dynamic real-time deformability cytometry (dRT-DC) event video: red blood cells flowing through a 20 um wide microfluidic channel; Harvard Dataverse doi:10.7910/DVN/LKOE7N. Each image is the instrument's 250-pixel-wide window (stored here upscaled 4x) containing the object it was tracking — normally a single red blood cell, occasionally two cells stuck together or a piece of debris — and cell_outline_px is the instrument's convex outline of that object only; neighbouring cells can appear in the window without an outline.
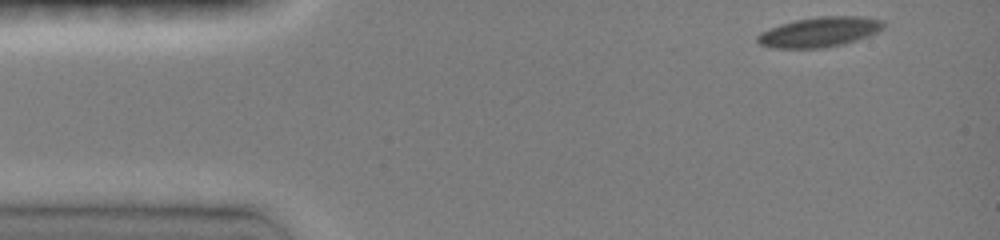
{"species": "common noctule bat (a hibernating species)", "species_latin": "Nyctalus noctula", "temperature_condition": "room temperature", "stored_images_in_passage": 40, "camera_frame_rate_fps": 3000, "um_per_image_px": 0.085, "animal": {"sex": "female", "body_mass_g": 19.0, "forearm_length_mm": 51.5}, "frame": {"image": 1, "passage_image": 1, "time_ms": 0.0, "image_size_px": [1000, 240], "cell_outline_px": [[884, 28], [868, 36], [844, 44], [824, 48], [768, 48], [760, 44], [756, 40], [756, 36], [760, 32], [768, 28], [780, 24], [796, 20], [820, 16], [860, 16], [884, 20]], "centroid_in_image_um": [69.63, 2.72], "position_along_channel_um": 15.4, "area_um2": 22.2}}
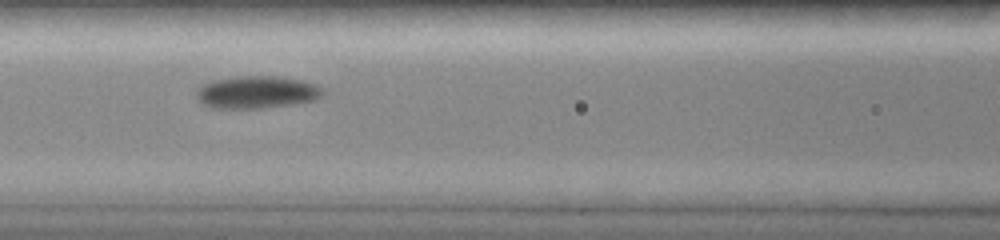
{"frame": {"image": 2, "passage_image": 16, "time_ms": 5.333, "image_size_px": [1000, 240], "cell_outline_px": [[324, 92], [316, 100], [292, 104], [264, 108], [212, 108], [200, 104], [196, 96], [196, 88], [200, 84], [212, 80], [236, 76], [280, 76], [304, 80], [316, 84]], "centroid_in_image_um": [21.77, 7.83], "position_along_channel_um": 144.8, "area_um2": 24.33}}
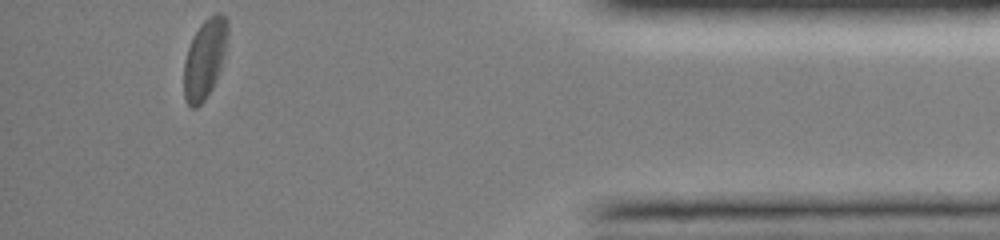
{"frame": {"image": 3, "passage_image": 40, "time_ms": 13.0, "image_size_px": [1000, 240], "cell_outline_px": [[228, 40], [224, 56], [216, 80], [212, 88], [204, 100], [196, 108], [192, 108], [184, 100], [184, 60], [188, 48], [200, 24], [208, 16], [216, 12], [220, 12], [228, 20]], "centroid_in_image_um": [17.42, 4.97], "position_along_channel_um": 417.8, "area_um2": 20.4}, "authors_computed_cell_mechanics": {"area_um2": 22.3108, "velocity_mm_per_s": 4.0419, "shape_relaxation_time_tau1_ms": 4.0144, "shape_relaxation_time_tau2_ms": 9.484, "deformation_change_tau1": 0.1085, "deformation_change_tau2": 0.1075}}